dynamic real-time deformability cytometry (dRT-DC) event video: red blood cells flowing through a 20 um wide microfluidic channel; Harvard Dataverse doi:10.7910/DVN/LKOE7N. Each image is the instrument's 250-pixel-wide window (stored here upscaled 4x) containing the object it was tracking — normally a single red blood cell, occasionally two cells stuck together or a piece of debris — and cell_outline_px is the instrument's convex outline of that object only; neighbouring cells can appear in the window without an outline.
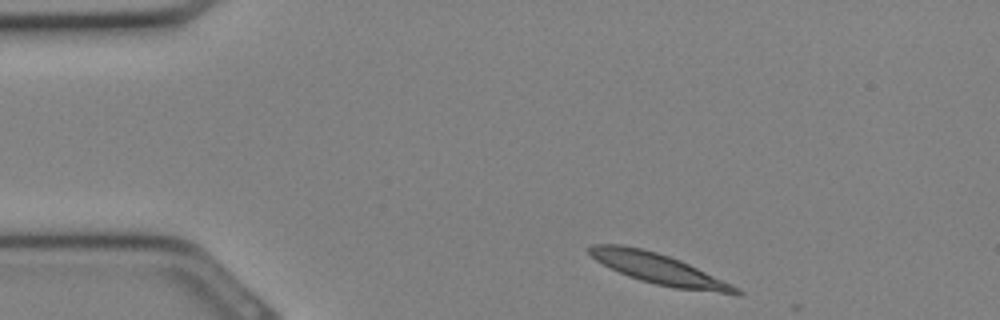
{"species": "Egyptian fruit bat (a non-hibernating species)", "species_latin": "Rousettus aegyptiacus", "temperature_condition": "cold", "stored_images_in_passage": 6, "camera_frame_rate_fps": 3000, "um_per_image_px": 0.085, "animal": {"sex": "female"}, "frame": {"image": 1, "passage_image": 1, "time_ms": 0.0, "image_size_px": [1000, 320], "cell_outline_px": [[744, 292], [740, 296], [736, 296], [676, 288], [656, 284], [640, 280], [628, 276], [596, 260], [588, 252], [588, 248], [592, 244], [620, 244], [640, 248], [656, 252], [680, 260], [740, 288]], "centroid_in_image_um": [56.09, 22.89], "position_along_channel_um": 28.9, "area_um2": 25.95}}